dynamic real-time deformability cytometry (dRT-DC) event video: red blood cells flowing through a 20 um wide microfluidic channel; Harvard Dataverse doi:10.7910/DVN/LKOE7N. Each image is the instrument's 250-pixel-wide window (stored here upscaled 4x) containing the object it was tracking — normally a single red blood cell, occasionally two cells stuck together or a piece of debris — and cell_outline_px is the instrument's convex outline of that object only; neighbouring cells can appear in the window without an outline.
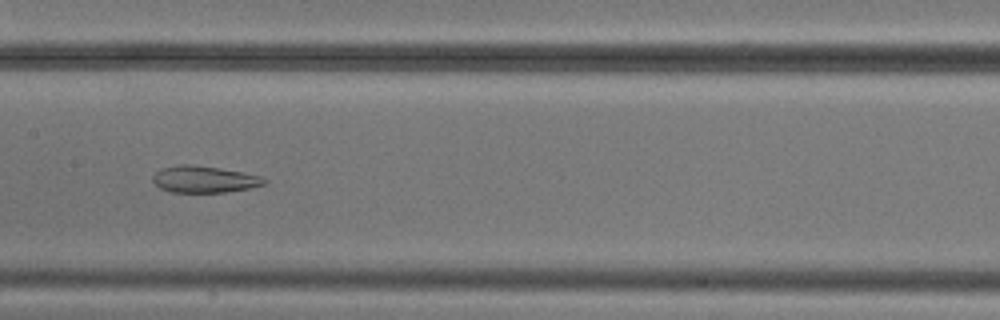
{"species": "common noctule bat (a hibernating species)", "species_latin": "Nyctalus noctula", "temperature_condition": "cold", "stored_images_in_passage": 7, "camera_frame_rate_fps": 3000, "um_per_image_px": 0.085, "animal": {"sex": "male", "body_mass_g": 20.5, "forearm_length_mm": 52.5}, "frame": {"image": 1, "passage_image": 5, "time_ms": 4.667, "image_size_px": [1000, 320], "cell_outline_px": [[268, 180], [264, 184], [248, 188], [224, 192], [172, 192], [160, 188], [152, 180], [152, 176], [160, 168], [180, 164], [188, 164], [220, 168], [260, 176]], "centroid_in_image_um": [17.31, 15.23], "position_along_channel_um": 190.1, "area_um2": 17.17}}